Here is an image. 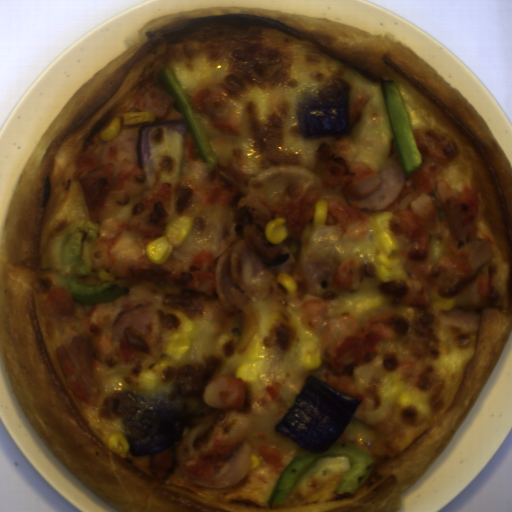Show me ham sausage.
Segmentation results:
<instances>
[{"label": "ham sausage", "mask_w": 512, "mask_h": 512, "mask_svg": "<svg viewBox=\"0 0 512 512\" xmlns=\"http://www.w3.org/2000/svg\"><path fill=\"white\" fill-rule=\"evenodd\" d=\"M406 175L391 156L387 157L379 186L362 198H342L355 209L382 211L394 205L403 193Z\"/></svg>", "instance_id": "ham-sausage-2"}, {"label": "ham sausage", "mask_w": 512, "mask_h": 512, "mask_svg": "<svg viewBox=\"0 0 512 512\" xmlns=\"http://www.w3.org/2000/svg\"><path fill=\"white\" fill-rule=\"evenodd\" d=\"M325 192L319 175L297 165H270L249 180L239 208L249 209L251 217L241 238L223 250L216 263L217 300L227 314L238 313L231 289L247 301L265 299L281 286L276 279L279 273L293 274L303 232ZM277 217L286 218L290 234L282 243L269 244L264 229Z\"/></svg>", "instance_id": "ham-sausage-1"}]
</instances>
